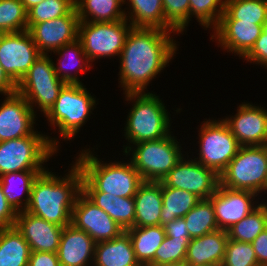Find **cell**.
<instances>
[{
  "label": "cell",
  "instance_id": "6da1fadb",
  "mask_svg": "<svg viewBox=\"0 0 267 266\" xmlns=\"http://www.w3.org/2000/svg\"><path fill=\"white\" fill-rule=\"evenodd\" d=\"M171 33L177 34L159 28L130 29L119 56V83L124 93L145 92L149 82L168 66L178 46Z\"/></svg>",
  "mask_w": 267,
  "mask_h": 266
},
{
  "label": "cell",
  "instance_id": "7a4b0ae2",
  "mask_svg": "<svg viewBox=\"0 0 267 266\" xmlns=\"http://www.w3.org/2000/svg\"><path fill=\"white\" fill-rule=\"evenodd\" d=\"M73 163L64 177L47 169L38 174L31 186L26 212L61 227L71 224L72 210L82 192L83 179L81 169Z\"/></svg>",
  "mask_w": 267,
  "mask_h": 266
},
{
  "label": "cell",
  "instance_id": "3957f363",
  "mask_svg": "<svg viewBox=\"0 0 267 266\" xmlns=\"http://www.w3.org/2000/svg\"><path fill=\"white\" fill-rule=\"evenodd\" d=\"M123 94L127 101L133 100L124 128V136L129 142L127 145H129L123 148V152L131 144L158 140L172 133L170 132L171 118L159 96L152 92H128Z\"/></svg>",
  "mask_w": 267,
  "mask_h": 266
},
{
  "label": "cell",
  "instance_id": "277c9868",
  "mask_svg": "<svg viewBox=\"0 0 267 266\" xmlns=\"http://www.w3.org/2000/svg\"><path fill=\"white\" fill-rule=\"evenodd\" d=\"M80 153L75 163L83 176L100 192L116 197H134L144 182L130 161L104 163L90 148Z\"/></svg>",
  "mask_w": 267,
  "mask_h": 266
},
{
  "label": "cell",
  "instance_id": "5b68a950",
  "mask_svg": "<svg viewBox=\"0 0 267 266\" xmlns=\"http://www.w3.org/2000/svg\"><path fill=\"white\" fill-rule=\"evenodd\" d=\"M49 137L35 131L30 136L0 142V176L11 172L45 171L44 162L58 152L57 143H60Z\"/></svg>",
  "mask_w": 267,
  "mask_h": 266
},
{
  "label": "cell",
  "instance_id": "8992f818",
  "mask_svg": "<svg viewBox=\"0 0 267 266\" xmlns=\"http://www.w3.org/2000/svg\"><path fill=\"white\" fill-rule=\"evenodd\" d=\"M96 97L82 84L66 83L50 110L44 115L49 124L58 127L62 139L77 135L96 106ZM92 110V111H91Z\"/></svg>",
  "mask_w": 267,
  "mask_h": 266
},
{
  "label": "cell",
  "instance_id": "52a82bcc",
  "mask_svg": "<svg viewBox=\"0 0 267 266\" xmlns=\"http://www.w3.org/2000/svg\"><path fill=\"white\" fill-rule=\"evenodd\" d=\"M134 145L127 147L123 155H130L133 151L130 162L143 181L160 182L185 156L181 153L182 147L177 138L171 134L158 140L142 141Z\"/></svg>",
  "mask_w": 267,
  "mask_h": 266
},
{
  "label": "cell",
  "instance_id": "ba28073f",
  "mask_svg": "<svg viewBox=\"0 0 267 266\" xmlns=\"http://www.w3.org/2000/svg\"><path fill=\"white\" fill-rule=\"evenodd\" d=\"M219 177L226 188L267 193V145L241 146Z\"/></svg>",
  "mask_w": 267,
  "mask_h": 266
},
{
  "label": "cell",
  "instance_id": "9c48e42d",
  "mask_svg": "<svg viewBox=\"0 0 267 266\" xmlns=\"http://www.w3.org/2000/svg\"><path fill=\"white\" fill-rule=\"evenodd\" d=\"M65 84L56 75L50 55L41 54L17 84L16 92L26 99L33 111L37 107L44 115Z\"/></svg>",
  "mask_w": 267,
  "mask_h": 266
},
{
  "label": "cell",
  "instance_id": "30bf717a",
  "mask_svg": "<svg viewBox=\"0 0 267 266\" xmlns=\"http://www.w3.org/2000/svg\"><path fill=\"white\" fill-rule=\"evenodd\" d=\"M132 27L126 19L116 22L79 21L78 39L90 62L103 57H119Z\"/></svg>",
  "mask_w": 267,
  "mask_h": 266
},
{
  "label": "cell",
  "instance_id": "8fae6325",
  "mask_svg": "<svg viewBox=\"0 0 267 266\" xmlns=\"http://www.w3.org/2000/svg\"><path fill=\"white\" fill-rule=\"evenodd\" d=\"M203 122L198 137L199 156L195 160L220 175L241 146L222 119L218 121L209 118Z\"/></svg>",
  "mask_w": 267,
  "mask_h": 266
},
{
  "label": "cell",
  "instance_id": "7c38bea8",
  "mask_svg": "<svg viewBox=\"0 0 267 266\" xmlns=\"http://www.w3.org/2000/svg\"><path fill=\"white\" fill-rule=\"evenodd\" d=\"M190 159L183 156L161 182L166 187L186 190L200 199H209L220 185L219 174L195 159Z\"/></svg>",
  "mask_w": 267,
  "mask_h": 266
},
{
  "label": "cell",
  "instance_id": "4fadbf2b",
  "mask_svg": "<svg viewBox=\"0 0 267 266\" xmlns=\"http://www.w3.org/2000/svg\"><path fill=\"white\" fill-rule=\"evenodd\" d=\"M40 55L27 30L0 34V65L16 84Z\"/></svg>",
  "mask_w": 267,
  "mask_h": 266
},
{
  "label": "cell",
  "instance_id": "5bb4252c",
  "mask_svg": "<svg viewBox=\"0 0 267 266\" xmlns=\"http://www.w3.org/2000/svg\"><path fill=\"white\" fill-rule=\"evenodd\" d=\"M71 224L85 231L95 243L112 240L124 230L82 192L78 195L71 215Z\"/></svg>",
  "mask_w": 267,
  "mask_h": 266
},
{
  "label": "cell",
  "instance_id": "9a60e30c",
  "mask_svg": "<svg viewBox=\"0 0 267 266\" xmlns=\"http://www.w3.org/2000/svg\"><path fill=\"white\" fill-rule=\"evenodd\" d=\"M79 18L74 7L67 15L53 20L27 25V31L32 37L41 54L54 52L78 39Z\"/></svg>",
  "mask_w": 267,
  "mask_h": 266
},
{
  "label": "cell",
  "instance_id": "2e32d148",
  "mask_svg": "<svg viewBox=\"0 0 267 266\" xmlns=\"http://www.w3.org/2000/svg\"><path fill=\"white\" fill-rule=\"evenodd\" d=\"M234 116L222 119L240 146L267 145V109L242 103Z\"/></svg>",
  "mask_w": 267,
  "mask_h": 266
},
{
  "label": "cell",
  "instance_id": "e0dca14e",
  "mask_svg": "<svg viewBox=\"0 0 267 266\" xmlns=\"http://www.w3.org/2000/svg\"><path fill=\"white\" fill-rule=\"evenodd\" d=\"M257 196L250 191L229 189L219 185L217 191L209 198L214 207L218 228L227 231L255 210L259 206L258 201L254 202Z\"/></svg>",
  "mask_w": 267,
  "mask_h": 266
},
{
  "label": "cell",
  "instance_id": "ac0fdd59",
  "mask_svg": "<svg viewBox=\"0 0 267 266\" xmlns=\"http://www.w3.org/2000/svg\"><path fill=\"white\" fill-rule=\"evenodd\" d=\"M35 113L22 95H5L0 105V142L32 135Z\"/></svg>",
  "mask_w": 267,
  "mask_h": 266
},
{
  "label": "cell",
  "instance_id": "d6986e66",
  "mask_svg": "<svg viewBox=\"0 0 267 266\" xmlns=\"http://www.w3.org/2000/svg\"><path fill=\"white\" fill-rule=\"evenodd\" d=\"M14 226L29 244L31 252L57 253L63 227L26 211L17 213Z\"/></svg>",
  "mask_w": 267,
  "mask_h": 266
},
{
  "label": "cell",
  "instance_id": "ffe728a7",
  "mask_svg": "<svg viewBox=\"0 0 267 266\" xmlns=\"http://www.w3.org/2000/svg\"><path fill=\"white\" fill-rule=\"evenodd\" d=\"M213 30L215 32L211 35V40L215 39L224 51L236 53L242 58L251 50L263 32L262 25L240 20H220Z\"/></svg>",
  "mask_w": 267,
  "mask_h": 266
},
{
  "label": "cell",
  "instance_id": "44dd1931",
  "mask_svg": "<svg viewBox=\"0 0 267 266\" xmlns=\"http://www.w3.org/2000/svg\"><path fill=\"white\" fill-rule=\"evenodd\" d=\"M95 244L85 231L72 224L63 227L57 250L60 266H93Z\"/></svg>",
  "mask_w": 267,
  "mask_h": 266
},
{
  "label": "cell",
  "instance_id": "7402d4cb",
  "mask_svg": "<svg viewBox=\"0 0 267 266\" xmlns=\"http://www.w3.org/2000/svg\"><path fill=\"white\" fill-rule=\"evenodd\" d=\"M82 193L96 206L104 210L124 231L135 227L134 197H116L100 192L84 176Z\"/></svg>",
  "mask_w": 267,
  "mask_h": 266
},
{
  "label": "cell",
  "instance_id": "603a6c76",
  "mask_svg": "<svg viewBox=\"0 0 267 266\" xmlns=\"http://www.w3.org/2000/svg\"><path fill=\"white\" fill-rule=\"evenodd\" d=\"M226 230H215L189 241L185 263L193 266H216L223 262L228 242Z\"/></svg>",
  "mask_w": 267,
  "mask_h": 266
},
{
  "label": "cell",
  "instance_id": "cb8c5ba5",
  "mask_svg": "<svg viewBox=\"0 0 267 266\" xmlns=\"http://www.w3.org/2000/svg\"><path fill=\"white\" fill-rule=\"evenodd\" d=\"M135 227L161 225L162 182L144 181L134 195Z\"/></svg>",
  "mask_w": 267,
  "mask_h": 266
},
{
  "label": "cell",
  "instance_id": "d4e9b609",
  "mask_svg": "<svg viewBox=\"0 0 267 266\" xmlns=\"http://www.w3.org/2000/svg\"><path fill=\"white\" fill-rule=\"evenodd\" d=\"M93 266H141L136 260L129 234L95 244Z\"/></svg>",
  "mask_w": 267,
  "mask_h": 266
},
{
  "label": "cell",
  "instance_id": "484cf974",
  "mask_svg": "<svg viewBox=\"0 0 267 266\" xmlns=\"http://www.w3.org/2000/svg\"><path fill=\"white\" fill-rule=\"evenodd\" d=\"M53 53L59 56L58 63L55 64L53 62L55 73L59 79L68 84H82L78 73L88 71L92 67V63H90L87 55L84 53L81 41L76 39L74 42L65 44ZM74 68L76 70L74 74L70 73L69 70L71 71Z\"/></svg>",
  "mask_w": 267,
  "mask_h": 266
},
{
  "label": "cell",
  "instance_id": "4316f807",
  "mask_svg": "<svg viewBox=\"0 0 267 266\" xmlns=\"http://www.w3.org/2000/svg\"><path fill=\"white\" fill-rule=\"evenodd\" d=\"M125 231L130 236L139 264L155 266V251L166 237L164 226L131 227Z\"/></svg>",
  "mask_w": 267,
  "mask_h": 266
},
{
  "label": "cell",
  "instance_id": "83f0119b",
  "mask_svg": "<svg viewBox=\"0 0 267 266\" xmlns=\"http://www.w3.org/2000/svg\"><path fill=\"white\" fill-rule=\"evenodd\" d=\"M127 1L123 0V4L127 3L130 8L128 10L130 11L128 14L125 12V17L133 27L159 28L165 31L175 32L166 23L162 0Z\"/></svg>",
  "mask_w": 267,
  "mask_h": 266
},
{
  "label": "cell",
  "instance_id": "f1b7e54d",
  "mask_svg": "<svg viewBox=\"0 0 267 266\" xmlns=\"http://www.w3.org/2000/svg\"><path fill=\"white\" fill-rule=\"evenodd\" d=\"M44 171H20L0 176L3 193L10 206L18 213L25 211L31 194V186L38 174ZM22 194H25L24 199Z\"/></svg>",
  "mask_w": 267,
  "mask_h": 266
},
{
  "label": "cell",
  "instance_id": "f546056e",
  "mask_svg": "<svg viewBox=\"0 0 267 266\" xmlns=\"http://www.w3.org/2000/svg\"><path fill=\"white\" fill-rule=\"evenodd\" d=\"M31 249L15 226L0 228V266H28Z\"/></svg>",
  "mask_w": 267,
  "mask_h": 266
},
{
  "label": "cell",
  "instance_id": "4dcf8cb0",
  "mask_svg": "<svg viewBox=\"0 0 267 266\" xmlns=\"http://www.w3.org/2000/svg\"><path fill=\"white\" fill-rule=\"evenodd\" d=\"M123 0H75L79 21L116 22L126 19ZM90 18V19H89Z\"/></svg>",
  "mask_w": 267,
  "mask_h": 266
},
{
  "label": "cell",
  "instance_id": "1f68e13d",
  "mask_svg": "<svg viewBox=\"0 0 267 266\" xmlns=\"http://www.w3.org/2000/svg\"><path fill=\"white\" fill-rule=\"evenodd\" d=\"M201 199L186 190L166 187L162 183L161 226L184 217Z\"/></svg>",
  "mask_w": 267,
  "mask_h": 266
},
{
  "label": "cell",
  "instance_id": "d6a6232c",
  "mask_svg": "<svg viewBox=\"0 0 267 266\" xmlns=\"http://www.w3.org/2000/svg\"><path fill=\"white\" fill-rule=\"evenodd\" d=\"M267 19V0H225L220 20H240L262 25Z\"/></svg>",
  "mask_w": 267,
  "mask_h": 266
},
{
  "label": "cell",
  "instance_id": "836d02e7",
  "mask_svg": "<svg viewBox=\"0 0 267 266\" xmlns=\"http://www.w3.org/2000/svg\"><path fill=\"white\" fill-rule=\"evenodd\" d=\"M267 228V203L259 206L245 218L232 225L228 230V238L235 241L252 243Z\"/></svg>",
  "mask_w": 267,
  "mask_h": 266
},
{
  "label": "cell",
  "instance_id": "e575fe53",
  "mask_svg": "<svg viewBox=\"0 0 267 266\" xmlns=\"http://www.w3.org/2000/svg\"><path fill=\"white\" fill-rule=\"evenodd\" d=\"M183 218L191 239L219 229L210 199H201Z\"/></svg>",
  "mask_w": 267,
  "mask_h": 266
},
{
  "label": "cell",
  "instance_id": "d590c367",
  "mask_svg": "<svg viewBox=\"0 0 267 266\" xmlns=\"http://www.w3.org/2000/svg\"><path fill=\"white\" fill-rule=\"evenodd\" d=\"M27 30V11L20 0H0V34Z\"/></svg>",
  "mask_w": 267,
  "mask_h": 266
},
{
  "label": "cell",
  "instance_id": "8d00e7d4",
  "mask_svg": "<svg viewBox=\"0 0 267 266\" xmlns=\"http://www.w3.org/2000/svg\"><path fill=\"white\" fill-rule=\"evenodd\" d=\"M74 7L75 0H43L27 11V25H34L65 16Z\"/></svg>",
  "mask_w": 267,
  "mask_h": 266
},
{
  "label": "cell",
  "instance_id": "74e56055",
  "mask_svg": "<svg viewBox=\"0 0 267 266\" xmlns=\"http://www.w3.org/2000/svg\"><path fill=\"white\" fill-rule=\"evenodd\" d=\"M190 18L195 16L199 24L214 29L224 13L225 0H189Z\"/></svg>",
  "mask_w": 267,
  "mask_h": 266
},
{
  "label": "cell",
  "instance_id": "f35d334b",
  "mask_svg": "<svg viewBox=\"0 0 267 266\" xmlns=\"http://www.w3.org/2000/svg\"><path fill=\"white\" fill-rule=\"evenodd\" d=\"M223 266H259L252 243L229 239L222 262Z\"/></svg>",
  "mask_w": 267,
  "mask_h": 266
},
{
  "label": "cell",
  "instance_id": "ab89813d",
  "mask_svg": "<svg viewBox=\"0 0 267 266\" xmlns=\"http://www.w3.org/2000/svg\"><path fill=\"white\" fill-rule=\"evenodd\" d=\"M166 23L176 32L185 31L190 19L189 0H162Z\"/></svg>",
  "mask_w": 267,
  "mask_h": 266
},
{
  "label": "cell",
  "instance_id": "60d3db41",
  "mask_svg": "<svg viewBox=\"0 0 267 266\" xmlns=\"http://www.w3.org/2000/svg\"><path fill=\"white\" fill-rule=\"evenodd\" d=\"M190 240L166 236L160 247L155 251V266L184 262Z\"/></svg>",
  "mask_w": 267,
  "mask_h": 266
},
{
  "label": "cell",
  "instance_id": "b9f144b4",
  "mask_svg": "<svg viewBox=\"0 0 267 266\" xmlns=\"http://www.w3.org/2000/svg\"><path fill=\"white\" fill-rule=\"evenodd\" d=\"M262 30L260 37L256 40L251 50L243 57L250 63L263 65L267 69V19L262 24Z\"/></svg>",
  "mask_w": 267,
  "mask_h": 266
},
{
  "label": "cell",
  "instance_id": "7bdbcfd3",
  "mask_svg": "<svg viewBox=\"0 0 267 266\" xmlns=\"http://www.w3.org/2000/svg\"><path fill=\"white\" fill-rule=\"evenodd\" d=\"M16 217L17 212L7 202L0 182V228L14 226Z\"/></svg>",
  "mask_w": 267,
  "mask_h": 266
},
{
  "label": "cell",
  "instance_id": "ee69618b",
  "mask_svg": "<svg viewBox=\"0 0 267 266\" xmlns=\"http://www.w3.org/2000/svg\"><path fill=\"white\" fill-rule=\"evenodd\" d=\"M165 234L171 238L191 239L183 217L176 218L164 225Z\"/></svg>",
  "mask_w": 267,
  "mask_h": 266
},
{
  "label": "cell",
  "instance_id": "f6af8a7d",
  "mask_svg": "<svg viewBox=\"0 0 267 266\" xmlns=\"http://www.w3.org/2000/svg\"><path fill=\"white\" fill-rule=\"evenodd\" d=\"M28 266H60L57 253L31 252Z\"/></svg>",
  "mask_w": 267,
  "mask_h": 266
},
{
  "label": "cell",
  "instance_id": "bcb514c9",
  "mask_svg": "<svg viewBox=\"0 0 267 266\" xmlns=\"http://www.w3.org/2000/svg\"><path fill=\"white\" fill-rule=\"evenodd\" d=\"M252 245L258 265L267 266V228L252 241Z\"/></svg>",
  "mask_w": 267,
  "mask_h": 266
},
{
  "label": "cell",
  "instance_id": "7dc6e473",
  "mask_svg": "<svg viewBox=\"0 0 267 266\" xmlns=\"http://www.w3.org/2000/svg\"><path fill=\"white\" fill-rule=\"evenodd\" d=\"M17 91V84L7 75L0 65V94L10 95Z\"/></svg>",
  "mask_w": 267,
  "mask_h": 266
},
{
  "label": "cell",
  "instance_id": "c3c4849f",
  "mask_svg": "<svg viewBox=\"0 0 267 266\" xmlns=\"http://www.w3.org/2000/svg\"><path fill=\"white\" fill-rule=\"evenodd\" d=\"M43 0H20V2L24 5V8L26 11H28L30 8L38 5Z\"/></svg>",
  "mask_w": 267,
  "mask_h": 266
},
{
  "label": "cell",
  "instance_id": "681fc988",
  "mask_svg": "<svg viewBox=\"0 0 267 266\" xmlns=\"http://www.w3.org/2000/svg\"><path fill=\"white\" fill-rule=\"evenodd\" d=\"M160 266H186V263L185 262H176V263L163 264Z\"/></svg>",
  "mask_w": 267,
  "mask_h": 266
}]
</instances>
